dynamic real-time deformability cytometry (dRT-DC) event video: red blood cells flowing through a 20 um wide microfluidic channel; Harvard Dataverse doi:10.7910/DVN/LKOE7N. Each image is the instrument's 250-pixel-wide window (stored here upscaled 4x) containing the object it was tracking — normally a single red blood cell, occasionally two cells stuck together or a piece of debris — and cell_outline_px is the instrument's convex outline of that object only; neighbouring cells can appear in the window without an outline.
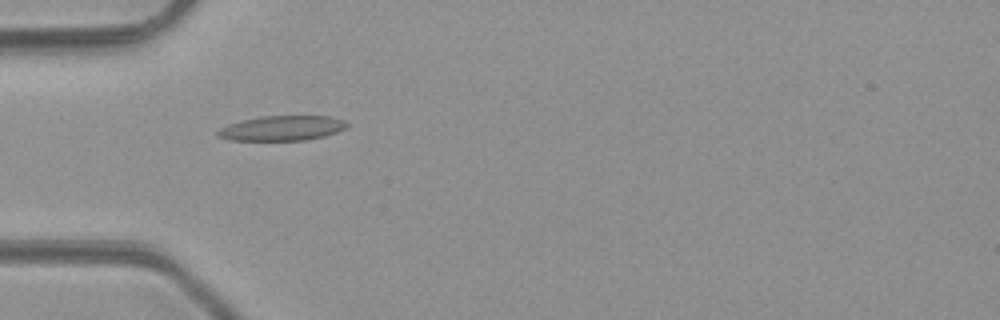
{"species": "common noctule bat (a hibernating species)", "species_latin": "Nyctalus noctula", "temperature_condition": "room temperature", "stored_images_in_passage": 4, "camera_frame_rate_fps": 3000, "um_per_image_px": 0.085, "animal": {"sex": "male", "body_mass_g": 23.1, "forearm_length_mm": 52.7}, "frame": {"image": 1, "passage_image": 1, "time_ms": 0.0, "image_size_px": [1000, 320], "cell_outline_px": [[348, 124], [344, 128], [336, 132], [324, 136], [304, 140], [232, 140], [216, 136], [216, 132], [220, 128], [228, 124], [260, 116], [328, 116], [344, 120]], "centroid_in_image_um": [23.94, 10.89], "position_along_channel_um": 61.1, "area_um2": 18.55}}